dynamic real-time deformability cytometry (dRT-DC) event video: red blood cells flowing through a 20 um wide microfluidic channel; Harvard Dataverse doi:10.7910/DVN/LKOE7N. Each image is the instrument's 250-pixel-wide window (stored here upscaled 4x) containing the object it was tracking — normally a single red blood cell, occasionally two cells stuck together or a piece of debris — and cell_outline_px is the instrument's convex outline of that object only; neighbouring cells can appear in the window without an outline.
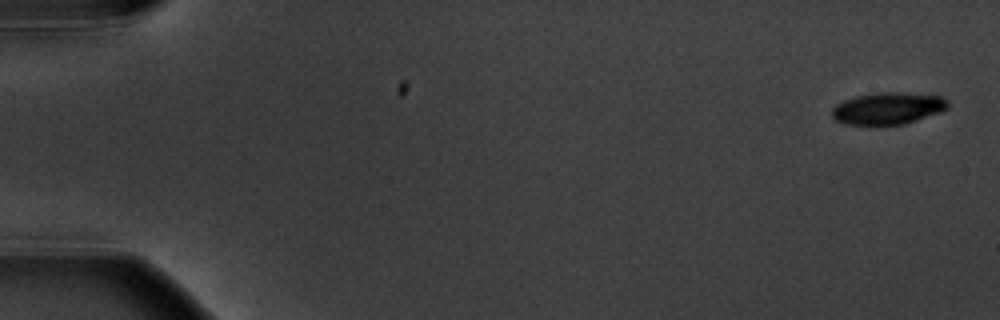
{"species": "common noctule bat (a hibernating species)", "species_latin": "Nyctalus noctula", "temperature_condition": "warm", "stored_images_in_passage": 7, "camera_frame_rate_fps": 3000, "um_per_image_px": 0.085, "animal": {"sex": "male", "body_mass_g": 20.1, "forearm_length_mm": 53.5}, "frame": {"image": 1, "passage_image": 1, "time_ms": 0.0, "image_size_px": [1000, 320], "cell_outline_px": [[948, 108], [940, 112], [904, 124], [872, 128], [868, 128], [844, 124], [836, 120], [832, 116], [832, 108], [836, 104], [844, 100], [856, 96], [880, 92], [900, 92], [940, 96], [948, 100]], "centroid_in_image_um": [75.41, 9.26], "position_along_channel_um": 9.6, "area_um2": 22.31}}
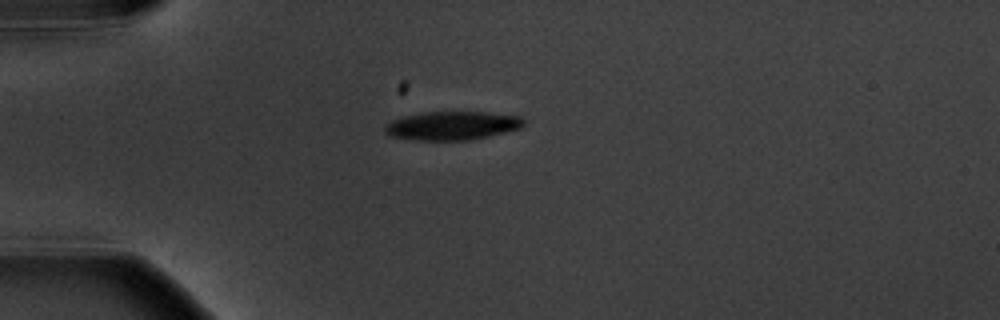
{"frame": {"image": 2, "passage_image": 5, "time_ms": 4.667, "image_size_px": [1000, 320], "cell_outline_px": [[524, 124], [520, 128], [488, 136], [468, 140], [412, 140], [388, 136], [384, 132], [384, 124], [392, 120], [404, 116], [424, 112], [488, 112], [520, 116], [524, 120]], "centroid_in_image_um": [38.38, 10.68], "position_along_channel_um": 46.6, "area_um2": 23.24}}